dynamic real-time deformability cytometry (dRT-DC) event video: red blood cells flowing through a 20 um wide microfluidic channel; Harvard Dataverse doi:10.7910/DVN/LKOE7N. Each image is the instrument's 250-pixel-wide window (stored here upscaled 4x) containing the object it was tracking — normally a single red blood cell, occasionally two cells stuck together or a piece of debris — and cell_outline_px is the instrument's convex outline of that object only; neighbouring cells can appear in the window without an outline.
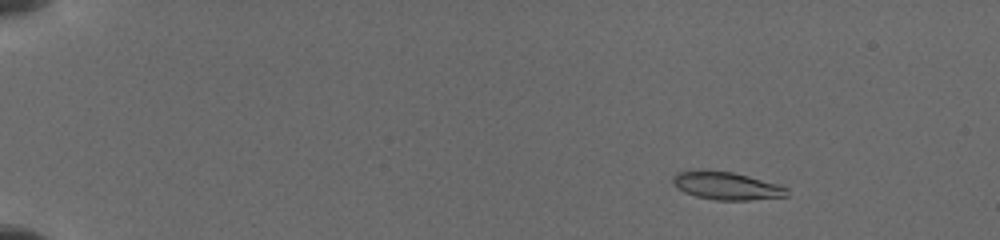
{"species": "common noctule bat (a hibernating species)", "species_latin": "Nyctalus noctula", "temperature_condition": "cold", "stored_images_in_passage": 8, "camera_frame_rate_fps": 3000, "um_per_image_px": 0.085, "animal": {"sex": "female", "body_mass_g": 19.5, "forearm_length_mm": 54.1}, "frame": {"image": 1, "passage_image": 2, "time_ms": 0.667, "image_size_px": [1000, 240], "cell_outline_px": [[788, 196], [752, 200], [716, 200], [696, 196], [684, 192], [676, 188], [672, 184], [672, 176], [676, 172], [708, 168], [732, 172], [748, 176], [776, 184], [788, 188]], "centroid_in_image_um": [61.68, 15.77], "position_along_channel_um": 23.3, "area_um2": 18.84}}
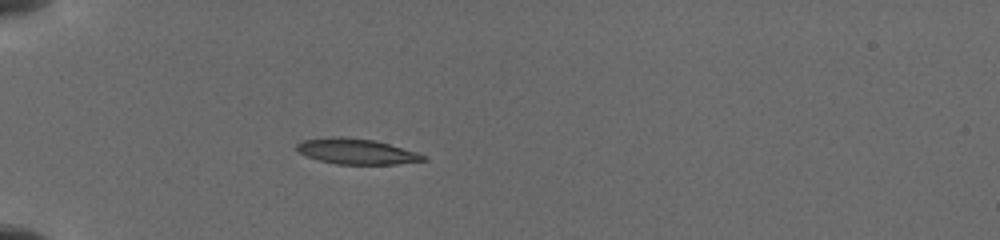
{"frame": {"image": 2, "passage_image": 5, "time_ms": 4.0, "image_size_px": [1000, 240], "cell_outline_px": [[428, 160], [396, 164], [336, 164], [320, 160], [308, 156], [300, 152], [296, 148], [296, 144], [304, 140], [332, 136], [344, 136], [372, 140], [388, 144], [416, 152], [428, 156]], "centroid_in_image_um": [30.32, 12.87], "position_along_channel_um": 54.7, "area_um2": 18.67}}
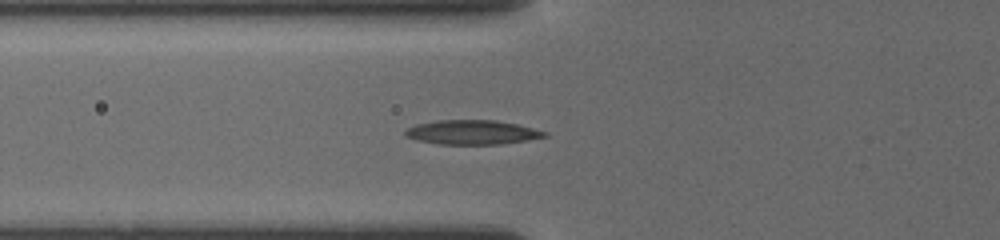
{"frame": {"image": 3, "passage_image": 7, "time_ms": 5.333, "image_size_px": [1000, 240], "cell_outline_px": [[548, 136], [528, 140], [500, 144], [436, 144], [416, 140], [404, 136], [404, 132], [408, 128], [416, 124], [436, 120], [496, 120], [516, 124], [548, 132]], "centroid_in_image_um": [40.11, 11.24], "position_along_channel_um": 85.7, "area_um2": 19.83}}